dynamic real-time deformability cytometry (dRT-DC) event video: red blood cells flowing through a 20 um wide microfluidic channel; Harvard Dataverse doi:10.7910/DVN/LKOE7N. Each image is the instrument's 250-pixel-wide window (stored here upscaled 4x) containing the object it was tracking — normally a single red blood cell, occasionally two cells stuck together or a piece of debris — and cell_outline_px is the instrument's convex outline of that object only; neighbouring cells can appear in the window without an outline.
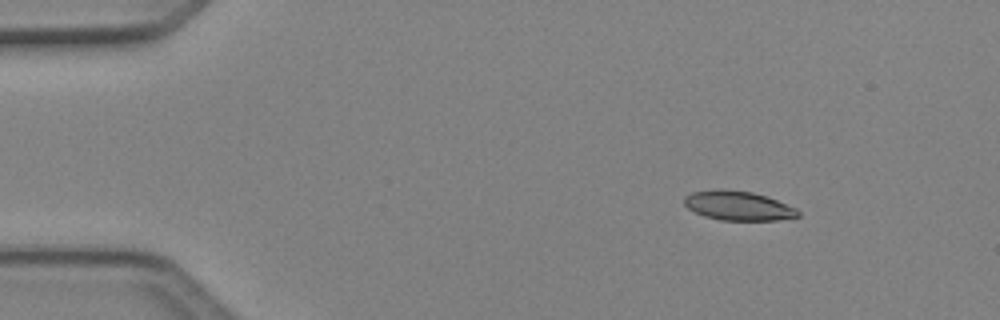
{"species": "Egyptian fruit bat (a non-hibernating species)", "species_latin": "Rousettus aegyptiacus", "temperature_condition": "cold", "stored_images_in_passage": 4, "camera_frame_rate_fps": 3000, "um_per_image_px": 0.085, "animal": {"sex": "female"}, "frame": {"image": 1, "passage_image": 2, "time_ms": 0.333, "image_size_px": [1000, 320], "cell_outline_px": [[800, 216], [776, 220], [720, 220], [704, 216], [688, 208], [684, 204], [684, 196], [692, 192], [720, 188], [752, 192], [776, 200], [796, 208], [800, 212]], "centroid_in_image_um": [62.72, 17.48], "position_along_channel_um": 22.3, "area_um2": 19.36}}